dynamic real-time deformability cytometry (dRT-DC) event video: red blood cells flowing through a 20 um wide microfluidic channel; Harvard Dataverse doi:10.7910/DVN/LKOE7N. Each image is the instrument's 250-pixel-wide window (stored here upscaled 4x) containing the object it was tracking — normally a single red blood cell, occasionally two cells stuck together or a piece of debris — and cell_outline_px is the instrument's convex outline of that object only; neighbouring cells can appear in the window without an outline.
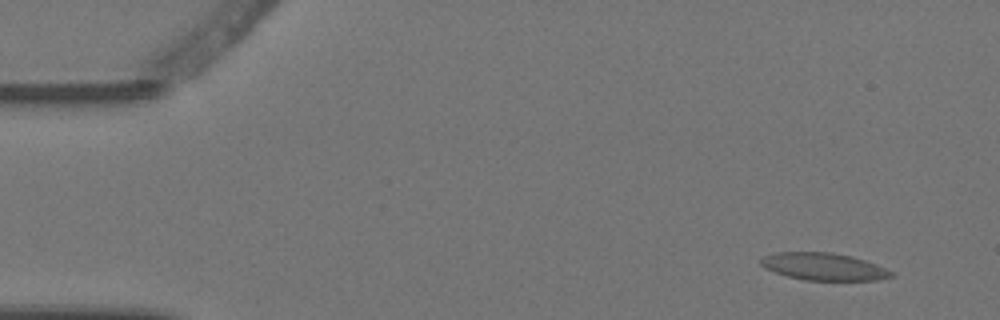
{"species": "Egyptian fruit bat (a non-hibernating species)", "species_latin": "Rousettus aegyptiacus", "temperature_condition": "warm", "stored_images_in_passage": 4, "camera_frame_rate_fps": 3000, "um_per_image_px": 0.085, "animal": {"sex": "female"}, "frame": {"image": 1, "passage_image": 1, "time_ms": 0.0, "image_size_px": [1000, 320], "cell_outline_px": [[896, 276], [876, 280], [804, 280], [788, 276], [764, 268], [760, 264], [760, 260], [764, 256], [776, 252], [832, 252], [852, 256], [876, 264], [896, 272]], "centroid_in_image_um": [70.05, 22.66], "position_along_channel_um": 14.9, "area_um2": 20.87}}
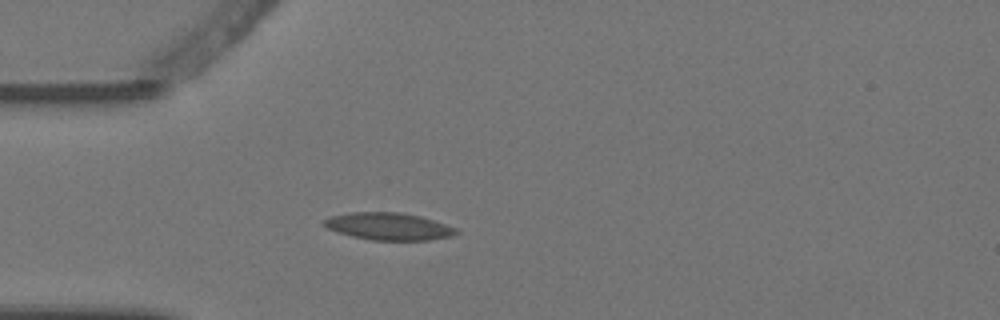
{"frame": {"image": 2, "passage_image": 4, "time_ms": 1.0, "image_size_px": [1000, 320], "cell_outline_px": [[460, 232], [452, 236], [428, 240], [372, 240], [352, 236], [336, 232], [328, 228], [324, 224], [324, 220], [332, 216], [348, 212], [400, 212], [420, 216], [456, 228]], "centroid_in_image_um": [33.04, 19.24], "position_along_channel_um": 52.0, "area_um2": 20.87}}